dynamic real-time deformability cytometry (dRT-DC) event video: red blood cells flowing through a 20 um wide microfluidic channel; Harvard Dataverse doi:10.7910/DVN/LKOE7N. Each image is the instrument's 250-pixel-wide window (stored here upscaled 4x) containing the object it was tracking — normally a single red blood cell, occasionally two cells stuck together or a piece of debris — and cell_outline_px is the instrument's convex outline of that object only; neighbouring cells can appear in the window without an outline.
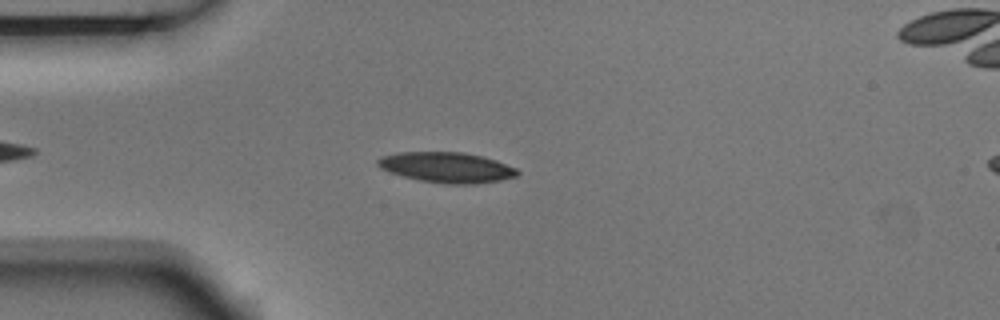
{"species": "Egyptian fruit bat (a non-hibernating species)", "species_latin": "Rousettus aegyptiacus", "temperature_condition": "room temperature", "stored_images_in_passage": 3, "camera_frame_rate_fps": 3000, "um_per_image_px": 0.085, "animal": {"sex": "male"}, "frame": {"image": 1, "passage_image": 3, "time_ms": 0.667, "image_size_px": [1000, 320], "cell_outline_px": [[520, 172], [516, 176], [500, 180], [476, 184], [444, 184], [420, 180], [404, 176], [380, 168], [376, 164], [376, 160], [380, 156], [396, 152], [464, 152], [484, 156], [496, 160], [516, 168]], "centroid_in_image_um": [37.97, 14.22], "position_along_channel_um": 47.0, "area_um2": 24.85}}